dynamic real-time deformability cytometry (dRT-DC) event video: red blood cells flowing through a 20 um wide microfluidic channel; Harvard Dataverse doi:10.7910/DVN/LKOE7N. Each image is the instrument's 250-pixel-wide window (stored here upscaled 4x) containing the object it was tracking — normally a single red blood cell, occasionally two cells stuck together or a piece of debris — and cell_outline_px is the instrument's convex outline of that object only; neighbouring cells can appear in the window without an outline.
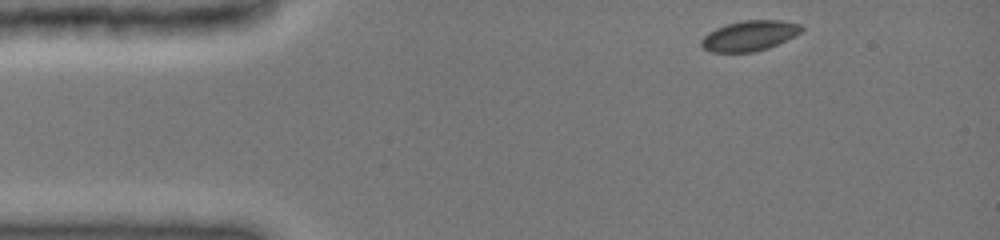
{"species": "common noctule bat (a hibernating species)", "species_latin": "Nyctalus noctula", "temperature_condition": "cold", "stored_images_in_passage": 8, "camera_frame_rate_fps": 3000, "um_per_image_px": 0.085, "animal": {"sex": "female", "body_mass_g": 19.0, "forearm_length_mm": 51.5}, "frame": {"image": 1, "passage_image": 1, "time_ms": 0.0, "image_size_px": [1000, 240], "cell_outline_px": [[804, 28], [800, 32], [768, 48], [752, 52], [708, 52], [700, 44], [700, 40], [708, 32], [716, 28], [728, 24], [744, 20], [780, 20], [800, 24]], "centroid_in_image_um": [63.66, 3.04], "position_along_channel_um": 21.3, "area_um2": 17.46}}
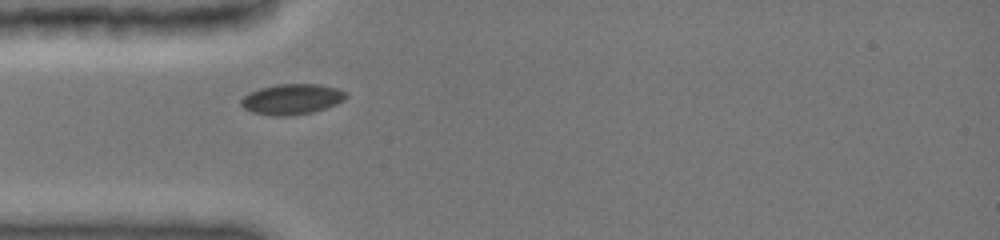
{"frame": {"image": 2, "passage_image": 6, "time_ms": 2.667, "image_size_px": [1000, 240], "cell_outline_px": [[348, 96], [344, 100], [336, 104], [312, 112], [292, 116], [272, 116], [252, 112], [244, 108], [240, 104], [240, 100], [244, 96], [260, 88], [280, 84], [320, 84], [336, 88], [348, 92]], "centroid_in_image_um": [24.83, 8.43], "position_along_channel_um": 60.2, "area_um2": 18.67}}
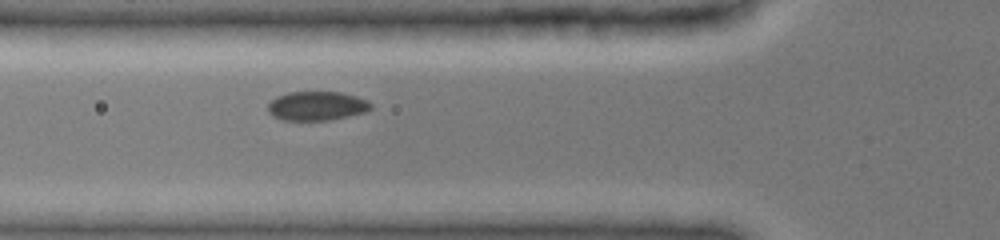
{"frame": {"image": 3, "passage_image": 8, "time_ms": 3.667, "image_size_px": [1000, 240], "cell_outline_px": [[372, 108], [364, 112], [332, 120], [284, 120], [272, 116], [268, 112], [268, 104], [276, 96], [288, 92], [340, 92], [356, 96], [368, 100], [372, 104]], "centroid_in_image_um": [26.92, 9.0], "position_along_channel_um": 98.9, "area_um2": 17.51}}